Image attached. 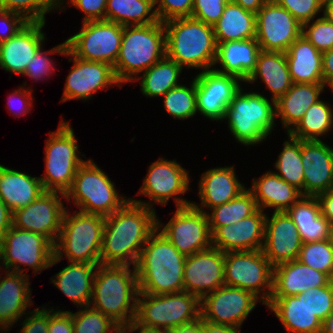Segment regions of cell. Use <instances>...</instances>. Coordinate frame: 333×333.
Instances as JSON below:
<instances>
[{"instance_id": "8d00e7d4", "label": "cell", "mask_w": 333, "mask_h": 333, "mask_svg": "<svg viewBox=\"0 0 333 333\" xmlns=\"http://www.w3.org/2000/svg\"><path fill=\"white\" fill-rule=\"evenodd\" d=\"M271 91L272 100L277 101L292 86L287 58L284 52L261 50L257 57L255 70L250 74L246 83H253L259 77Z\"/></svg>"}, {"instance_id": "4316f807", "label": "cell", "mask_w": 333, "mask_h": 333, "mask_svg": "<svg viewBox=\"0 0 333 333\" xmlns=\"http://www.w3.org/2000/svg\"><path fill=\"white\" fill-rule=\"evenodd\" d=\"M330 281L325 273L293 260L274 267L271 296H296L310 288L325 286Z\"/></svg>"}, {"instance_id": "f5cc1de1", "label": "cell", "mask_w": 333, "mask_h": 333, "mask_svg": "<svg viewBox=\"0 0 333 333\" xmlns=\"http://www.w3.org/2000/svg\"><path fill=\"white\" fill-rule=\"evenodd\" d=\"M156 16L158 21L164 23L165 21L191 17L194 0H153Z\"/></svg>"}, {"instance_id": "ee69618b", "label": "cell", "mask_w": 333, "mask_h": 333, "mask_svg": "<svg viewBox=\"0 0 333 333\" xmlns=\"http://www.w3.org/2000/svg\"><path fill=\"white\" fill-rule=\"evenodd\" d=\"M162 97L164 109L173 118L184 120L197 113L195 78L190 88L180 84L170 89Z\"/></svg>"}, {"instance_id": "d6a6232c", "label": "cell", "mask_w": 333, "mask_h": 333, "mask_svg": "<svg viewBox=\"0 0 333 333\" xmlns=\"http://www.w3.org/2000/svg\"><path fill=\"white\" fill-rule=\"evenodd\" d=\"M44 191L39 177L0 164V199L12 212L28 206Z\"/></svg>"}, {"instance_id": "6f0895ef", "label": "cell", "mask_w": 333, "mask_h": 333, "mask_svg": "<svg viewBox=\"0 0 333 333\" xmlns=\"http://www.w3.org/2000/svg\"><path fill=\"white\" fill-rule=\"evenodd\" d=\"M70 3L84 12L83 22L105 20L107 0H70Z\"/></svg>"}, {"instance_id": "753ad0ef", "label": "cell", "mask_w": 333, "mask_h": 333, "mask_svg": "<svg viewBox=\"0 0 333 333\" xmlns=\"http://www.w3.org/2000/svg\"><path fill=\"white\" fill-rule=\"evenodd\" d=\"M327 85H328V86L331 88V90L333 91V80L330 81Z\"/></svg>"}, {"instance_id": "2e32d148", "label": "cell", "mask_w": 333, "mask_h": 333, "mask_svg": "<svg viewBox=\"0 0 333 333\" xmlns=\"http://www.w3.org/2000/svg\"><path fill=\"white\" fill-rule=\"evenodd\" d=\"M301 34L302 25L272 0L256 13V41L263 51L285 53Z\"/></svg>"}, {"instance_id": "277c9868", "label": "cell", "mask_w": 333, "mask_h": 333, "mask_svg": "<svg viewBox=\"0 0 333 333\" xmlns=\"http://www.w3.org/2000/svg\"><path fill=\"white\" fill-rule=\"evenodd\" d=\"M164 28L169 59L182 68L213 69L217 55L213 26L193 17H182L165 21Z\"/></svg>"}, {"instance_id": "ab89813d", "label": "cell", "mask_w": 333, "mask_h": 333, "mask_svg": "<svg viewBox=\"0 0 333 333\" xmlns=\"http://www.w3.org/2000/svg\"><path fill=\"white\" fill-rule=\"evenodd\" d=\"M183 68L174 60L165 56L155 63L144 74L139 76L141 79V92L147 97H162L178 84V78Z\"/></svg>"}, {"instance_id": "f6af8a7d", "label": "cell", "mask_w": 333, "mask_h": 333, "mask_svg": "<svg viewBox=\"0 0 333 333\" xmlns=\"http://www.w3.org/2000/svg\"><path fill=\"white\" fill-rule=\"evenodd\" d=\"M297 260L333 280V239L302 243Z\"/></svg>"}, {"instance_id": "f1b7e54d", "label": "cell", "mask_w": 333, "mask_h": 333, "mask_svg": "<svg viewBox=\"0 0 333 333\" xmlns=\"http://www.w3.org/2000/svg\"><path fill=\"white\" fill-rule=\"evenodd\" d=\"M260 51L256 38L217 44L215 65L219 63L222 70H213L221 74L234 75L246 82L256 68Z\"/></svg>"}, {"instance_id": "f35d334b", "label": "cell", "mask_w": 333, "mask_h": 333, "mask_svg": "<svg viewBox=\"0 0 333 333\" xmlns=\"http://www.w3.org/2000/svg\"><path fill=\"white\" fill-rule=\"evenodd\" d=\"M105 20L122 26L158 22L153 0H107Z\"/></svg>"}, {"instance_id": "8c879c8a", "label": "cell", "mask_w": 333, "mask_h": 333, "mask_svg": "<svg viewBox=\"0 0 333 333\" xmlns=\"http://www.w3.org/2000/svg\"><path fill=\"white\" fill-rule=\"evenodd\" d=\"M58 8L63 4V0H54ZM60 4V5H59Z\"/></svg>"}, {"instance_id": "5bb4252c", "label": "cell", "mask_w": 333, "mask_h": 333, "mask_svg": "<svg viewBox=\"0 0 333 333\" xmlns=\"http://www.w3.org/2000/svg\"><path fill=\"white\" fill-rule=\"evenodd\" d=\"M162 225L157 218V229L185 256L212 247L207 212L196 202L177 208L169 222L164 227Z\"/></svg>"}, {"instance_id": "bcb514c9", "label": "cell", "mask_w": 333, "mask_h": 333, "mask_svg": "<svg viewBox=\"0 0 333 333\" xmlns=\"http://www.w3.org/2000/svg\"><path fill=\"white\" fill-rule=\"evenodd\" d=\"M74 333H126L124 328H120L115 322L100 311L92 307H84L72 313Z\"/></svg>"}, {"instance_id": "4dcf8cb0", "label": "cell", "mask_w": 333, "mask_h": 333, "mask_svg": "<svg viewBox=\"0 0 333 333\" xmlns=\"http://www.w3.org/2000/svg\"><path fill=\"white\" fill-rule=\"evenodd\" d=\"M234 166L218 167L205 171L199 181V196L203 208H214L228 203L246 187L236 177Z\"/></svg>"}, {"instance_id": "484cf974", "label": "cell", "mask_w": 333, "mask_h": 333, "mask_svg": "<svg viewBox=\"0 0 333 333\" xmlns=\"http://www.w3.org/2000/svg\"><path fill=\"white\" fill-rule=\"evenodd\" d=\"M5 274L2 280L0 275V330L4 332L27 315L26 308L32 305L29 275L11 271Z\"/></svg>"}, {"instance_id": "7a4b0ae2", "label": "cell", "mask_w": 333, "mask_h": 333, "mask_svg": "<svg viewBox=\"0 0 333 333\" xmlns=\"http://www.w3.org/2000/svg\"><path fill=\"white\" fill-rule=\"evenodd\" d=\"M186 256L156 229L135 265L139 293L162 295L183 291Z\"/></svg>"}, {"instance_id": "cb8c5ba5", "label": "cell", "mask_w": 333, "mask_h": 333, "mask_svg": "<svg viewBox=\"0 0 333 333\" xmlns=\"http://www.w3.org/2000/svg\"><path fill=\"white\" fill-rule=\"evenodd\" d=\"M323 141L301 140L304 196H317L333 188V149Z\"/></svg>"}, {"instance_id": "b9f144b4", "label": "cell", "mask_w": 333, "mask_h": 333, "mask_svg": "<svg viewBox=\"0 0 333 333\" xmlns=\"http://www.w3.org/2000/svg\"><path fill=\"white\" fill-rule=\"evenodd\" d=\"M329 105L322 100L311 105L288 134L300 140H321L318 137L327 134L333 126V112Z\"/></svg>"}, {"instance_id": "91938a15", "label": "cell", "mask_w": 333, "mask_h": 333, "mask_svg": "<svg viewBox=\"0 0 333 333\" xmlns=\"http://www.w3.org/2000/svg\"><path fill=\"white\" fill-rule=\"evenodd\" d=\"M16 97H18L16 101L21 105V107H19L20 109L18 111L14 112L12 115L13 116H18V115L21 116L22 113H23V115L29 113V110H30V108L32 106L31 104L33 103L32 102L33 96H32L31 89H26L24 87H21L19 90L14 91L9 96V100H8V103H9L8 106H9V108H8V110L11 111V113L13 112L11 110L12 107L15 106V105H18V104H16V102L14 100ZM20 110H21V112H20Z\"/></svg>"}, {"instance_id": "8fae6325", "label": "cell", "mask_w": 333, "mask_h": 333, "mask_svg": "<svg viewBox=\"0 0 333 333\" xmlns=\"http://www.w3.org/2000/svg\"><path fill=\"white\" fill-rule=\"evenodd\" d=\"M273 269L262 250L224 253L225 285L248 291L265 305L273 291Z\"/></svg>"}, {"instance_id": "681fc988", "label": "cell", "mask_w": 333, "mask_h": 333, "mask_svg": "<svg viewBox=\"0 0 333 333\" xmlns=\"http://www.w3.org/2000/svg\"><path fill=\"white\" fill-rule=\"evenodd\" d=\"M304 297L311 311L323 323L333 311V280L325 286L306 290Z\"/></svg>"}, {"instance_id": "74e56055", "label": "cell", "mask_w": 333, "mask_h": 333, "mask_svg": "<svg viewBox=\"0 0 333 333\" xmlns=\"http://www.w3.org/2000/svg\"><path fill=\"white\" fill-rule=\"evenodd\" d=\"M213 30L217 44L256 38V14L229 0Z\"/></svg>"}, {"instance_id": "4fadbf2b", "label": "cell", "mask_w": 333, "mask_h": 333, "mask_svg": "<svg viewBox=\"0 0 333 333\" xmlns=\"http://www.w3.org/2000/svg\"><path fill=\"white\" fill-rule=\"evenodd\" d=\"M82 23L81 31L66 40L67 49L80 59L113 67L120 52L124 26L107 20Z\"/></svg>"}, {"instance_id": "1f68e13d", "label": "cell", "mask_w": 333, "mask_h": 333, "mask_svg": "<svg viewBox=\"0 0 333 333\" xmlns=\"http://www.w3.org/2000/svg\"><path fill=\"white\" fill-rule=\"evenodd\" d=\"M98 265L70 262L54 275L51 282L77 307H88L92 299L93 282Z\"/></svg>"}, {"instance_id": "003e7915", "label": "cell", "mask_w": 333, "mask_h": 333, "mask_svg": "<svg viewBox=\"0 0 333 333\" xmlns=\"http://www.w3.org/2000/svg\"><path fill=\"white\" fill-rule=\"evenodd\" d=\"M168 333H204L203 320L200 318V320L195 323L171 329Z\"/></svg>"}, {"instance_id": "03108f58", "label": "cell", "mask_w": 333, "mask_h": 333, "mask_svg": "<svg viewBox=\"0 0 333 333\" xmlns=\"http://www.w3.org/2000/svg\"><path fill=\"white\" fill-rule=\"evenodd\" d=\"M240 5L244 10L256 14L261 7L269 0H230Z\"/></svg>"}, {"instance_id": "be15d7a7", "label": "cell", "mask_w": 333, "mask_h": 333, "mask_svg": "<svg viewBox=\"0 0 333 333\" xmlns=\"http://www.w3.org/2000/svg\"><path fill=\"white\" fill-rule=\"evenodd\" d=\"M13 212L0 199V239L12 226Z\"/></svg>"}, {"instance_id": "60d3db41", "label": "cell", "mask_w": 333, "mask_h": 333, "mask_svg": "<svg viewBox=\"0 0 333 333\" xmlns=\"http://www.w3.org/2000/svg\"><path fill=\"white\" fill-rule=\"evenodd\" d=\"M256 200L249 189H245L228 203L211 208L212 213L207 217L211 234L218 228L232 225L254 214L258 210Z\"/></svg>"}, {"instance_id": "680465c9", "label": "cell", "mask_w": 333, "mask_h": 333, "mask_svg": "<svg viewBox=\"0 0 333 333\" xmlns=\"http://www.w3.org/2000/svg\"><path fill=\"white\" fill-rule=\"evenodd\" d=\"M50 309L48 333H74L72 315L69 311Z\"/></svg>"}, {"instance_id": "c3c4849f", "label": "cell", "mask_w": 333, "mask_h": 333, "mask_svg": "<svg viewBox=\"0 0 333 333\" xmlns=\"http://www.w3.org/2000/svg\"><path fill=\"white\" fill-rule=\"evenodd\" d=\"M313 21L302 25L301 35L321 53L333 49V24L323 16Z\"/></svg>"}, {"instance_id": "30bf717a", "label": "cell", "mask_w": 333, "mask_h": 333, "mask_svg": "<svg viewBox=\"0 0 333 333\" xmlns=\"http://www.w3.org/2000/svg\"><path fill=\"white\" fill-rule=\"evenodd\" d=\"M114 185L92 160H85L78 168L65 199L69 203L72 198L82 212L106 217L119 210L130 199L119 196Z\"/></svg>"}, {"instance_id": "2644e50d", "label": "cell", "mask_w": 333, "mask_h": 333, "mask_svg": "<svg viewBox=\"0 0 333 333\" xmlns=\"http://www.w3.org/2000/svg\"><path fill=\"white\" fill-rule=\"evenodd\" d=\"M321 333H333V311L322 323V332Z\"/></svg>"}, {"instance_id": "9f6ffc18", "label": "cell", "mask_w": 333, "mask_h": 333, "mask_svg": "<svg viewBox=\"0 0 333 333\" xmlns=\"http://www.w3.org/2000/svg\"><path fill=\"white\" fill-rule=\"evenodd\" d=\"M0 20L4 29L0 34V43L12 38L28 23L23 16L3 9H0Z\"/></svg>"}, {"instance_id": "89a4df30", "label": "cell", "mask_w": 333, "mask_h": 333, "mask_svg": "<svg viewBox=\"0 0 333 333\" xmlns=\"http://www.w3.org/2000/svg\"><path fill=\"white\" fill-rule=\"evenodd\" d=\"M324 18L333 24V0H323Z\"/></svg>"}, {"instance_id": "816d5d0a", "label": "cell", "mask_w": 333, "mask_h": 333, "mask_svg": "<svg viewBox=\"0 0 333 333\" xmlns=\"http://www.w3.org/2000/svg\"><path fill=\"white\" fill-rule=\"evenodd\" d=\"M288 10L301 24L314 20L322 10L323 0H272Z\"/></svg>"}, {"instance_id": "d4e9b609", "label": "cell", "mask_w": 333, "mask_h": 333, "mask_svg": "<svg viewBox=\"0 0 333 333\" xmlns=\"http://www.w3.org/2000/svg\"><path fill=\"white\" fill-rule=\"evenodd\" d=\"M45 22H28L16 35L0 43V67L16 74H24L27 65L42 46Z\"/></svg>"}, {"instance_id": "a7ac6f4b", "label": "cell", "mask_w": 333, "mask_h": 333, "mask_svg": "<svg viewBox=\"0 0 333 333\" xmlns=\"http://www.w3.org/2000/svg\"><path fill=\"white\" fill-rule=\"evenodd\" d=\"M125 331L127 333L133 332L136 330H139L138 333H168V331L161 330V329H152V328H146L140 325H137L135 322H132L128 326L124 327Z\"/></svg>"}, {"instance_id": "6125c7cd", "label": "cell", "mask_w": 333, "mask_h": 333, "mask_svg": "<svg viewBox=\"0 0 333 333\" xmlns=\"http://www.w3.org/2000/svg\"><path fill=\"white\" fill-rule=\"evenodd\" d=\"M323 82L327 84L333 80V49L326 51L322 55Z\"/></svg>"}, {"instance_id": "e0dca14e", "label": "cell", "mask_w": 333, "mask_h": 333, "mask_svg": "<svg viewBox=\"0 0 333 333\" xmlns=\"http://www.w3.org/2000/svg\"><path fill=\"white\" fill-rule=\"evenodd\" d=\"M59 192L44 191L35 201L13 212L12 226L46 236L55 244L66 208Z\"/></svg>"}, {"instance_id": "d6986e66", "label": "cell", "mask_w": 333, "mask_h": 333, "mask_svg": "<svg viewBox=\"0 0 333 333\" xmlns=\"http://www.w3.org/2000/svg\"><path fill=\"white\" fill-rule=\"evenodd\" d=\"M240 78L206 70L195 76L197 111L210 120H224L226 108L241 89Z\"/></svg>"}, {"instance_id": "603a6c76", "label": "cell", "mask_w": 333, "mask_h": 333, "mask_svg": "<svg viewBox=\"0 0 333 333\" xmlns=\"http://www.w3.org/2000/svg\"><path fill=\"white\" fill-rule=\"evenodd\" d=\"M258 209L254 214L232 225L218 227L212 233V247L222 252L262 250L266 214Z\"/></svg>"}, {"instance_id": "e575fe53", "label": "cell", "mask_w": 333, "mask_h": 333, "mask_svg": "<svg viewBox=\"0 0 333 333\" xmlns=\"http://www.w3.org/2000/svg\"><path fill=\"white\" fill-rule=\"evenodd\" d=\"M248 188L256 200L257 206L275 208V212L287 211L303 195L300 190L280 178L274 171L266 172L259 179H253Z\"/></svg>"}, {"instance_id": "ba28073f", "label": "cell", "mask_w": 333, "mask_h": 333, "mask_svg": "<svg viewBox=\"0 0 333 333\" xmlns=\"http://www.w3.org/2000/svg\"><path fill=\"white\" fill-rule=\"evenodd\" d=\"M200 308L201 300L185 291L162 295L139 293L134 322L169 331L199 321Z\"/></svg>"}, {"instance_id": "ffe728a7", "label": "cell", "mask_w": 333, "mask_h": 333, "mask_svg": "<svg viewBox=\"0 0 333 333\" xmlns=\"http://www.w3.org/2000/svg\"><path fill=\"white\" fill-rule=\"evenodd\" d=\"M225 285L224 252L211 247L186 256L183 291L200 300Z\"/></svg>"}, {"instance_id": "f546056e", "label": "cell", "mask_w": 333, "mask_h": 333, "mask_svg": "<svg viewBox=\"0 0 333 333\" xmlns=\"http://www.w3.org/2000/svg\"><path fill=\"white\" fill-rule=\"evenodd\" d=\"M286 212L296 225L302 243L333 239V227L321 214L316 196H302Z\"/></svg>"}, {"instance_id": "7c38bea8", "label": "cell", "mask_w": 333, "mask_h": 333, "mask_svg": "<svg viewBox=\"0 0 333 333\" xmlns=\"http://www.w3.org/2000/svg\"><path fill=\"white\" fill-rule=\"evenodd\" d=\"M53 257L54 244L44 235L11 226L0 239V260L7 271L26 274L23 265L39 273L50 267Z\"/></svg>"}, {"instance_id": "6da1fadb", "label": "cell", "mask_w": 333, "mask_h": 333, "mask_svg": "<svg viewBox=\"0 0 333 333\" xmlns=\"http://www.w3.org/2000/svg\"><path fill=\"white\" fill-rule=\"evenodd\" d=\"M155 211L151 201L130 198L119 210L106 216L101 264L135 266L143 246L157 229Z\"/></svg>"}, {"instance_id": "836d02e7", "label": "cell", "mask_w": 333, "mask_h": 333, "mask_svg": "<svg viewBox=\"0 0 333 333\" xmlns=\"http://www.w3.org/2000/svg\"><path fill=\"white\" fill-rule=\"evenodd\" d=\"M324 83H293L275 102L276 117H280L287 134L298 124L311 105L319 101Z\"/></svg>"}, {"instance_id": "7bdbcfd3", "label": "cell", "mask_w": 333, "mask_h": 333, "mask_svg": "<svg viewBox=\"0 0 333 333\" xmlns=\"http://www.w3.org/2000/svg\"><path fill=\"white\" fill-rule=\"evenodd\" d=\"M283 149L275 162L274 172L290 185L296 187L304 196V167L301 157V140L291 137L284 141Z\"/></svg>"}, {"instance_id": "f907efd6", "label": "cell", "mask_w": 333, "mask_h": 333, "mask_svg": "<svg viewBox=\"0 0 333 333\" xmlns=\"http://www.w3.org/2000/svg\"><path fill=\"white\" fill-rule=\"evenodd\" d=\"M67 51V43L64 41L58 46L53 47L49 51H42V46L35 53L33 60L27 65L24 76L27 75L35 81L50 75L54 69V63L49 59L48 54H62L65 55Z\"/></svg>"}, {"instance_id": "8992f818", "label": "cell", "mask_w": 333, "mask_h": 333, "mask_svg": "<svg viewBox=\"0 0 333 333\" xmlns=\"http://www.w3.org/2000/svg\"><path fill=\"white\" fill-rule=\"evenodd\" d=\"M65 210L60 234L54 244V257L50 267L67 257L68 262L101 264L105 216L79 212L69 215ZM65 253V254H63Z\"/></svg>"}, {"instance_id": "3957f363", "label": "cell", "mask_w": 333, "mask_h": 333, "mask_svg": "<svg viewBox=\"0 0 333 333\" xmlns=\"http://www.w3.org/2000/svg\"><path fill=\"white\" fill-rule=\"evenodd\" d=\"M138 294L135 266L99 264L89 306L124 328L135 320Z\"/></svg>"}, {"instance_id": "9c48e42d", "label": "cell", "mask_w": 333, "mask_h": 333, "mask_svg": "<svg viewBox=\"0 0 333 333\" xmlns=\"http://www.w3.org/2000/svg\"><path fill=\"white\" fill-rule=\"evenodd\" d=\"M49 136L45 144V176L39 178L45 191L59 192L65 197L85 161L78 156V141L68 121L61 120L57 131Z\"/></svg>"}, {"instance_id": "7402d4cb", "label": "cell", "mask_w": 333, "mask_h": 333, "mask_svg": "<svg viewBox=\"0 0 333 333\" xmlns=\"http://www.w3.org/2000/svg\"><path fill=\"white\" fill-rule=\"evenodd\" d=\"M301 247L298 229L286 211L266 216L262 252L273 267L297 260Z\"/></svg>"}, {"instance_id": "e7e4bbea", "label": "cell", "mask_w": 333, "mask_h": 333, "mask_svg": "<svg viewBox=\"0 0 333 333\" xmlns=\"http://www.w3.org/2000/svg\"><path fill=\"white\" fill-rule=\"evenodd\" d=\"M241 328H235L225 325L213 324L203 320L204 333H240Z\"/></svg>"}, {"instance_id": "db71d44e", "label": "cell", "mask_w": 333, "mask_h": 333, "mask_svg": "<svg viewBox=\"0 0 333 333\" xmlns=\"http://www.w3.org/2000/svg\"><path fill=\"white\" fill-rule=\"evenodd\" d=\"M229 0H194L191 17L213 26L224 12Z\"/></svg>"}, {"instance_id": "83f0119b", "label": "cell", "mask_w": 333, "mask_h": 333, "mask_svg": "<svg viewBox=\"0 0 333 333\" xmlns=\"http://www.w3.org/2000/svg\"><path fill=\"white\" fill-rule=\"evenodd\" d=\"M304 298V293L271 296L266 306L274 312L288 333H321L322 322Z\"/></svg>"}, {"instance_id": "ac0fdd59", "label": "cell", "mask_w": 333, "mask_h": 333, "mask_svg": "<svg viewBox=\"0 0 333 333\" xmlns=\"http://www.w3.org/2000/svg\"><path fill=\"white\" fill-rule=\"evenodd\" d=\"M189 182L187 170L175 159L168 161L161 157L150 165L138 194L148 196L150 200L160 205H166L173 197L177 208L190 206L192 202L176 197L187 192Z\"/></svg>"}, {"instance_id": "7dc6e473", "label": "cell", "mask_w": 333, "mask_h": 333, "mask_svg": "<svg viewBox=\"0 0 333 333\" xmlns=\"http://www.w3.org/2000/svg\"><path fill=\"white\" fill-rule=\"evenodd\" d=\"M56 8L54 0H0V9L17 13L28 22H46L45 14Z\"/></svg>"}, {"instance_id": "44dd1931", "label": "cell", "mask_w": 333, "mask_h": 333, "mask_svg": "<svg viewBox=\"0 0 333 333\" xmlns=\"http://www.w3.org/2000/svg\"><path fill=\"white\" fill-rule=\"evenodd\" d=\"M65 55L72 56L68 61L73 60L74 65L66 78L61 102L72 99L90 100L93 93L98 90L120 84L110 64L80 59L68 49Z\"/></svg>"}, {"instance_id": "94428289", "label": "cell", "mask_w": 333, "mask_h": 333, "mask_svg": "<svg viewBox=\"0 0 333 333\" xmlns=\"http://www.w3.org/2000/svg\"><path fill=\"white\" fill-rule=\"evenodd\" d=\"M316 197L320 203L321 214L333 227V188L318 194Z\"/></svg>"}, {"instance_id": "9a60e30c", "label": "cell", "mask_w": 333, "mask_h": 333, "mask_svg": "<svg viewBox=\"0 0 333 333\" xmlns=\"http://www.w3.org/2000/svg\"><path fill=\"white\" fill-rule=\"evenodd\" d=\"M258 301L248 291L223 285L201 299L200 316L213 324L240 328Z\"/></svg>"}, {"instance_id": "5b68a950", "label": "cell", "mask_w": 333, "mask_h": 333, "mask_svg": "<svg viewBox=\"0 0 333 333\" xmlns=\"http://www.w3.org/2000/svg\"><path fill=\"white\" fill-rule=\"evenodd\" d=\"M165 56L164 23L124 26L120 52L113 66L115 77L120 84L138 81V73L145 72Z\"/></svg>"}, {"instance_id": "11a10c76", "label": "cell", "mask_w": 333, "mask_h": 333, "mask_svg": "<svg viewBox=\"0 0 333 333\" xmlns=\"http://www.w3.org/2000/svg\"><path fill=\"white\" fill-rule=\"evenodd\" d=\"M28 318L23 321L20 333H48L50 309L38 307L35 310L28 311Z\"/></svg>"}, {"instance_id": "52a82bcc", "label": "cell", "mask_w": 333, "mask_h": 333, "mask_svg": "<svg viewBox=\"0 0 333 333\" xmlns=\"http://www.w3.org/2000/svg\"><path fill=\"white\" fill-rule=\"evenodd\" d=\"M235 94L224 119L234 138L245 146L256 145L270 135L276 118L275 101L255 92Z\"/></svg>"}, {"instance_id": "d590c367", "label": "cell", "mask_w": 333, "mask_h": 333, "mask_svg": "<svg viewBox=\"0 0 333 333\" xmlns=\"http://www.w3.org/2000/svg\"><path fill=\"white\" fill-rule=\"evenodd\" d=\"M293 83H324L322 55L300 35L285 52Z\"/></svg>"}]
</instances>
